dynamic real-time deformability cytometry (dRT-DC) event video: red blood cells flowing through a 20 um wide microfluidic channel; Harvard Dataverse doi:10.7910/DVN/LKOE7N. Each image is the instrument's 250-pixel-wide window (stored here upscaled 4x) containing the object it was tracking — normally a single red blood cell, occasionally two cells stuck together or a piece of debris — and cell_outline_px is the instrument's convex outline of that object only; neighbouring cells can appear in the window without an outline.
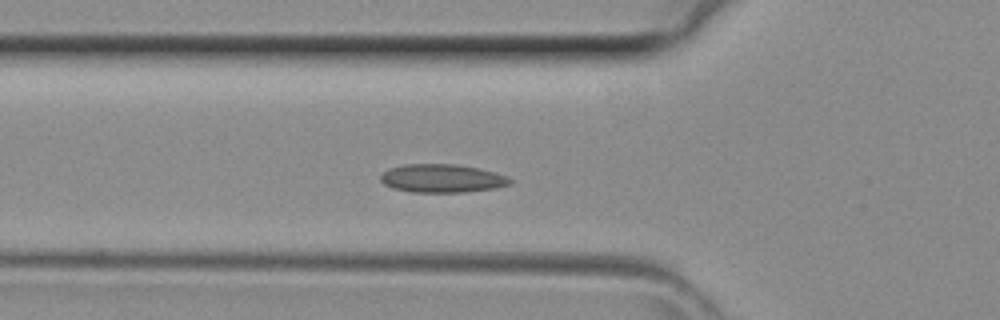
{"species": "common noctule bat (a hibernating species)", "species_latin": "Nyctalus noctula", "temperature_condition": "room temperature", "stored_images_in_passage": 40, "camera_frame_rate_fps": 3000, "um_per_image_px": 0.085, "animal": {"sex": "female", "body_mass_g": 29.2, "forearm_length_mm": 56.3}, "frame": {"image": 1, "passage_image": 11, "time_ms": 3.333, "image_size_px": [1000, 320], "cell_outline_px": [[512, 184], [496, 188], [464, 192], [412, 192], [392, 188], [384, 184], [380, 180], [380, 176], [384, 172], [392, 168], [404, 164], [456, 164], [480, 168], [496, 172], [508, 176], [512, 180]], "centroid_in_image_um": [37.62, 15.16], "position_along_channel_um": 88.2, "area_um2": 21.5}}
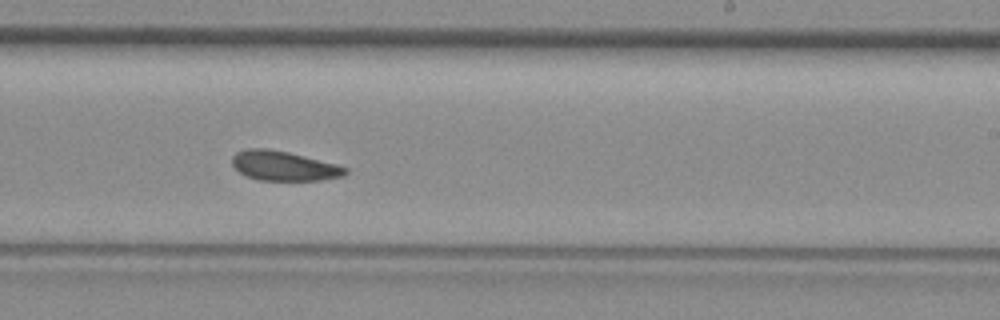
{"frame": {"image": 2, "passage_image": 22, "time_ms": 7.0, "image_size_px": [1000, 320], "cell_outline_px": [[348, 172], [344, 176], [320, 180], [260, 180], [248, 176], [240, 172], [232, 164], [232, 156], [236, 152], [248, 148], [264, 148], [288, 152], [336, 164], [348, 168]], "centroid_in_image_um": [24.13, 14.1], "position_along_channel_um": 264.9, "area_um2": 19.36}}
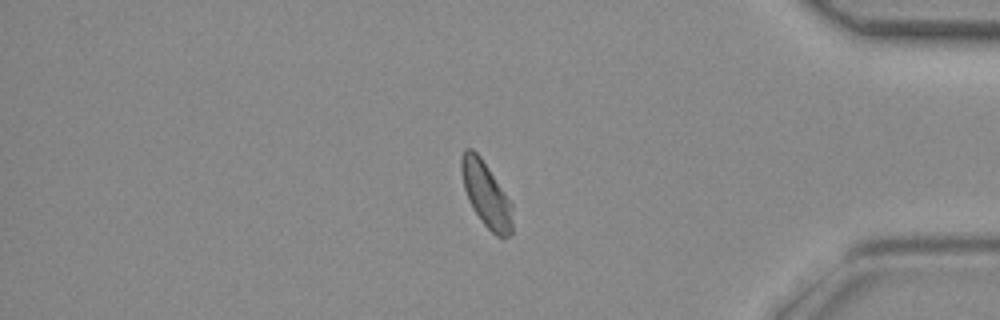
{"frame": {"image": 3, "passage_image": 32, "time_ms": 10.333, "image_size_px": [1000, 320], "cell_outline_px": [[512, 232], [508, 236], [496, 236], [480, 220], [472, 208], [468, 200], [464, 188], [460, 172], [460, 156], [464, 148], [472, 148], [480, 156], [512, 204]], "centroid_in_image_um": [41.27, 16.5], "position_along_channel_um": 393.9, "area_um2": 19.31}}